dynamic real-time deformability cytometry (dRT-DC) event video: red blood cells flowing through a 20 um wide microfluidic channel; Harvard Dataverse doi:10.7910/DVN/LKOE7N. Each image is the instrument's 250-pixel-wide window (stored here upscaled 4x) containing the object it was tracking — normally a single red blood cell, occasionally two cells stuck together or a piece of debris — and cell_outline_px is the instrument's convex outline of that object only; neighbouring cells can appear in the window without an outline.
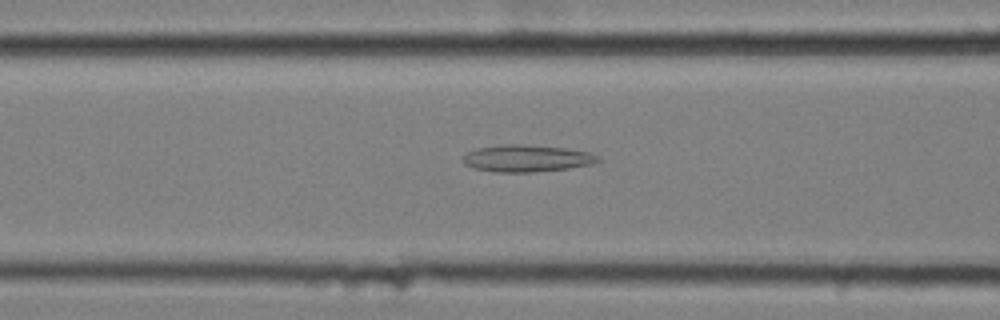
{"species": "common noctule bat (a hibernating species)", "species_latin": "Nyctalus noctula", "temperature_condition": "cold", "stored_images_in_passage": 45, "camera_frame_rate_fps": 3000, "um_per_image_px": 0.085, "animal": {"sex": "female", "body_mass_g": 25.1}, "frame": {"image": 1, "passage_image": 11, "time_ms": 3.333, "image_size_px": [1000, 320], "cell_outline_px": [[600, 160], [592, 164], [568, 168], [532, 172], [492, 172], [472, 168], [464, 164], [464, 156], [468, 152], [476, 148], [500, 144], [520, 144], [564, 148], [588, 152], [600, 156]], "centroid_in_image_um": [44.74, 13.46], "position_along_channel_um": 121.9, "area_um2": 21.21}}
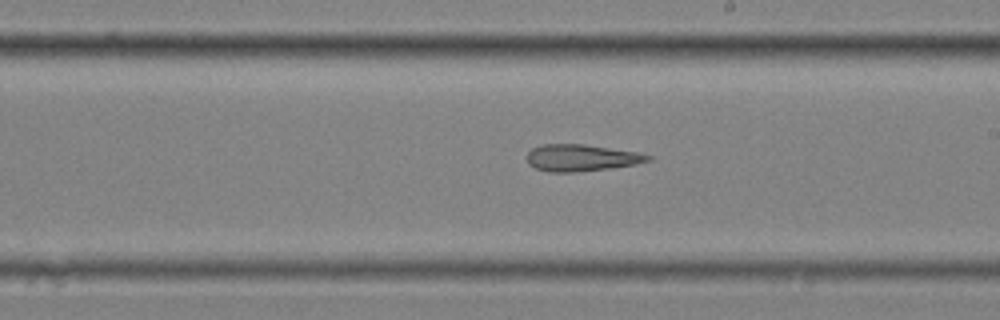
{"frame": {"image": 2, "passage_image": 21, "time_ms": 6.667, "image_size_px": [1000, 320], "cell_outline_px": [[652, 160], [636, 164], [608, 168], [576, 172], [548, 172], [536, 168], [528, 164], [528, 152], [532, 148], [544, 144], [584, 144], [636, 152], [652, 156]], "centroid_in_image_um": [49.4, 13.41], "position_along_channel_um": 239.6, "area_um2": 18.73}}
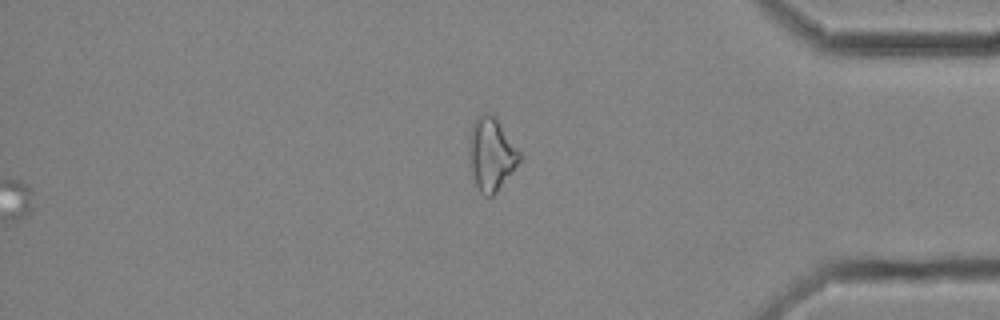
{"frame": {"image": 3, "passage_image": 36, "time_ms": 11.667, "image_size_px": [1000, 320], "cell_outline_px": [[524, 156], [512, 172], [496, 192], [492, 196], [484, 196], [480, 192], [472, 176], [468, 160], [468, 140], [472, 124], [476, 116], [484, 112], [496, 116]], "centroid_in_image_um": [41.75, 13.06], "position_along_channel_um": 393.4, "area_um2": 22.02}, "authors_computed_cell_mechanics": {"area_um2": 21.2704, "velocity_mm_per_s": 3.5421, "shape_relaxation_time_tau1_ms": null, "shape_relaxation_time_tau2_ms": 5.2831, "deformation_change_tau1": null, "deformation_change_tau2": 0.1825}}